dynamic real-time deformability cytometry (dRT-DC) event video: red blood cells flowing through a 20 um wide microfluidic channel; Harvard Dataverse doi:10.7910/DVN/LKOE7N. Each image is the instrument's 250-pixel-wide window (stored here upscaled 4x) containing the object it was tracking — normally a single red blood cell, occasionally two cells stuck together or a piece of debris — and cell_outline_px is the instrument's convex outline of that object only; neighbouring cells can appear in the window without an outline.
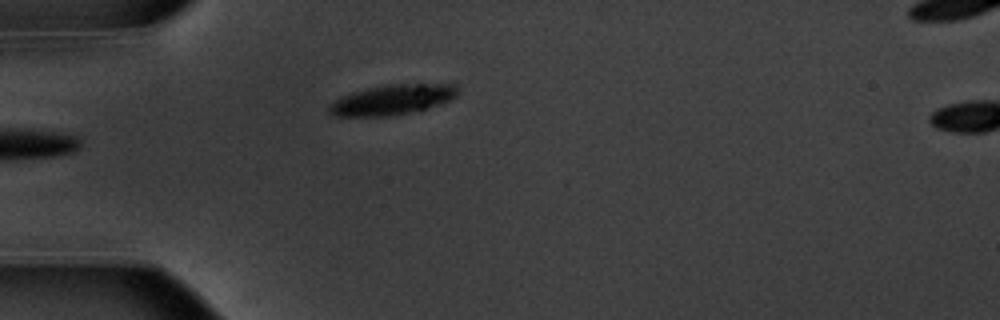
{"species": "common noctule bat (a hibernating species)", "species_latin": "Nyctalus noctula", "temperature_condition": "warm", "stored_images_in_passage": 8, "camera_frame_rate_fps": 3000, "um_per_image_px": 0.085, "animal": {"sex": "male", "body_mass_g": 20.1, "forearm_length_mm": 53.5}, "frame": {"image": 1, "passage_image": 1, "time_ms": 0.0, "image_size_px": [1000, 320], "cell_outline_px": [[460, 88], [456, 96], [440, 104], [392, 116], [336, 116], [328, 112], [328, 104], [340, 96], [352, 92], [368, 88], [388, 84], [456, 84]], "centroid_in_image_um": [33.31, 8.46], "position_along_channel_um": 51.7, "area_um2": 22.48}}